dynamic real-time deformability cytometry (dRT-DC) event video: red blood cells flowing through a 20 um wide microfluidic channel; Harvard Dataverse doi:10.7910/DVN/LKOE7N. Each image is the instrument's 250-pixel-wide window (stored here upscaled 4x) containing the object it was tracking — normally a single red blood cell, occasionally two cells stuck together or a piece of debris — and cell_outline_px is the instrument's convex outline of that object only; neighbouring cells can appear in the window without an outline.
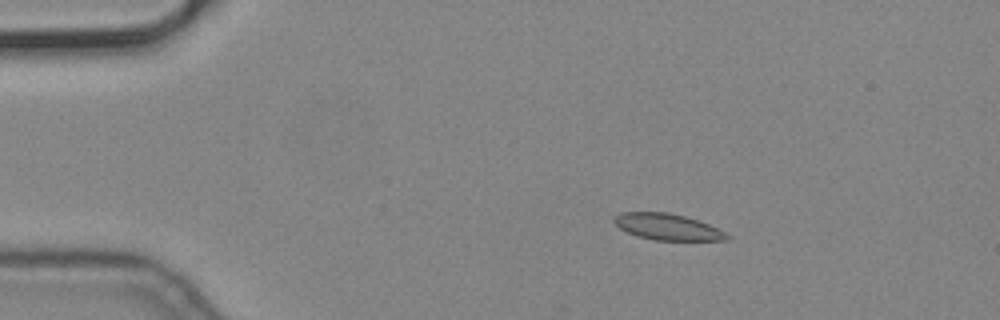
{"species": "common noctule bat (a hibernating species)", "species_latin": "Nyctalus noctula", "temperature_condition": "cold", "stored_images_in_passage": 3, "camera_frame_rate_fps": 3000, "um_per_image_px": 0.085, "animal": {"sex": "male", "body_mass_g": 19.2, "forearm_length_mm": 51.8}, "frame": {"image": 1, "passage_image": 2, "time_ms": 0.333, "image_size_px": [1000, 320], "cell_outline_px": [[732, 236], [728, 240], [656, 240], [636, 236], [620, 228], [612, 220], [620, 212], [668, 212], [684, 216], [708, 224]], "centroid_in_image_um": [56.73, 19.28], "position_along_channel_um": 28.3, "area_um2": 17.11}}